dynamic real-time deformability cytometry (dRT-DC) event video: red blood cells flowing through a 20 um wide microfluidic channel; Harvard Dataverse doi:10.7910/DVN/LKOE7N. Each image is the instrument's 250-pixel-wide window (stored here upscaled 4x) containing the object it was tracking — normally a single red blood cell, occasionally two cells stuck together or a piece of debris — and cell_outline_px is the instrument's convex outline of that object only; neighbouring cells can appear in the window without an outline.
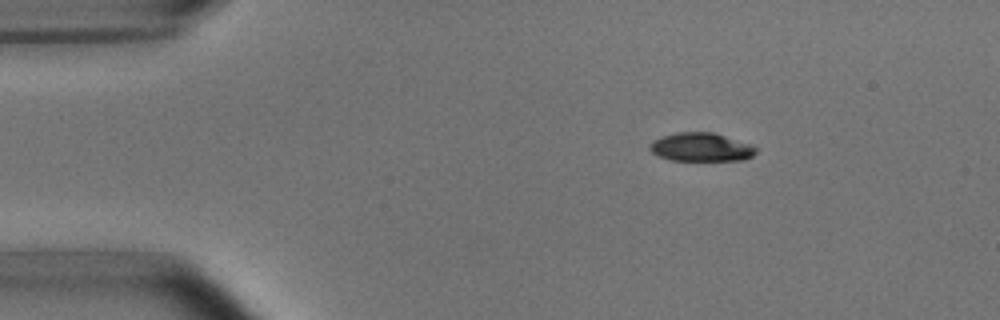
{"species": "common noctule bat (a hibernating species)", "species_latin": "Nyctalus noctula", "temperature_condition": "room temperature", "stored_images_in_passage": 9, "camera_frame_rate_fps": 3000, "um_per_image_px": 0.085, "animal": {"sex": "male", "body_mass_g": 15.6}, "frame": {"image": 1, "passage_image": 2, "time_ms": 0.333, "image_size_px": [1000, 320], "cell_outline_px": [[756, 152], [752, 156], [744, 160], [672, 160], [660, 156], [652, 152], [648, 148], [648, 144], [652, 140], [660, 136], [676, 132], [712, 132], [748, 144], [756, 148]], "centroid_in_image_um": [59.52, 12.5], "position_along_channel_um": 25.5, "area_um2": 17.51}}